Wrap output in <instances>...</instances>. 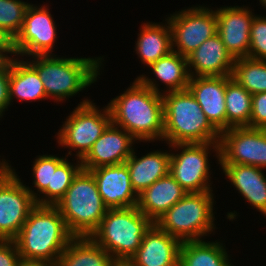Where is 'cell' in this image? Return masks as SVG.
I'll use <instances>...</instances> for the list:
<instances>
[{
  "label": "cell",
  "instance_id": "obj_39",
  "mask_svg": "<svg viewBox=\"0 0 266 266\" xmlns=\"http://www.w3.org/2000/svg\"><path fill=\"white\" fill-rule=\"evenodd\" d=\"M12 170L11 165L9 166V163H6V160L0 161V182L2 179Z\"/></svg>",
  "mask_w": 266,
  "mask_h": 266
},
{
  "label": "cell",
  "instance_id": "obj_34",
  "mask_svg": "<svg viewBox=\"0 0 266 266\" xmlns=\"http://www.w3.org/2000/svg\"><path fill=\"white\" fill-rule=\"evenodd\" d=\"M249 128L266 129V92L252 95Z\"/></svg>",
  "mask_w": 266,
  "mask_h": 266
},
{
  "label": "cell",
  "instance_id": "obj_16",
  "mask_svg": "<svg viewBox=\"0 0 266 266\" xmlns=\"http://www.w3.org/2000/svg\"><path fill=\"white\" fill-rule=\"evenodd\" d=\"M108 209L137 206L138 195L133 190L128 167L125 163L102 166L89 170Z\"/></svg>",
  "mask_w": 266,
  "mask_h": 266
},
{
  "label": "cell",
  "instance_id": "obj_35",
  "mask_svg": "<svg viewBox=\"0 0 266 266\" xmlns=\"http://www.w3.org/2000/svg\"><path fill=\"white\" fill-rule=\"evenodd\" d=\"M10 60H0V117L10 103Z\"/></svg>",
  "mask_w": 266,
  "mask_h": 266
},
{
  "label": "cell",
  "instance_id": "obj_19",
  "mask_svg": "<svg viewBox=\"0 0 266 266\" xmlns=\"http://www.w3.org/2000/svg\"><path fill=\"white\" fill-rule=\"evenodd\" d=\"M234 62L218 33L187 57L190 77L232 76ZM192 68L195 72H192Z\"/></svg>",
  "mask_w": 266,
  "mask_h": 266
},
{
  "label": "cell",
  "instance_id": "obj_20",
  "mask_svg": "<svg viewBox=\"0 0 266 266\" xmlns=\"http://www.w3.org/2000/svg\"><path fill=\"white\" fill-rule=\"evenodd\" d=\"M236 190L266 216V176L259 167L246 164H220Z\"/></svg>",
  "mask_w": 266,
  "mask_h": 266
},
{
  "label": "cell",
  "instance_id": "obj_15",
  "mask_svg": "<svg viewBox=\"0 0 266 266\" xmlns=\"http://www.w3.org/2000/svg\"><path fill=\"white\" fill-rule=\"evenodd\" d=\"M134 139L125 129L111 123L81 160L82 169L125 163L134 150L132 144L137 141Z\"/></svg>",
  "mask_w": 266,
  "mask_h": 266
},
{
  "label": "cell",
  "instance_id": "obj_9",
  "mask_svg": "<svg viewBox=\"0 0 266 266\" xmlns=\"http://www.w3.org/2000/svg\"><path fill=\"white\" fill-rule=\"evenodd\" d=\"M169 147L182 150L179 154L170 153V174L182 188L187 193L212 191L209 183L211 177L208 154L214 149L220 161L219 142L179 143Z\"/></svg>",
  "mask_w": 266,
  "mask_h": 266
},
{
  "label": "cell",
  "instance_id": "obj_8",
  "mask_svg": "<svg viewBox=\"0 0 266 266\" xmlns=\"http://www.w3.org/2000/svg\"><path fill=\"white\" fill-rule=\"evenodd\" d=\"M96 107L92 101L85 99L73 110L57 133V141L62 147L77 150V160H82L92 148L95 141L112 123L110 109Z\"/></svg>",
  "mask_w": 266,
  "mask_h": 266
},
{
  "label": "cell",
  "instance_id": "obj_26",
  "mask_svg": "<svg viewBox=\"0 0 266 266\" xmlns=\"http://www.w3.org/2000/svg\"><path fill=\"white\" fill-rule=\"evenodd\" d=\"M220 242L203 240L182 242L179 266H233Z\"/></svg>",
  "mask_w": 266,
  "mask_h": 266
},
{
  "label": "cell",
  "instance_id": "obj_29",
  "mask_svg": "<svg viewBox=\"0 0 266 266\" xmlns=\"http://www.w3.org/2000/svg\"><path fill=\"white\" fill-rule=\"evenodd\" d=\"M232 78L252 95L266 92V61L249 57L235 59Z\"/></svg>",
  "mask_w": 266,
  "mask_h": 266
},
{
  "label": "cell",
  "instance_id": "obj_18",
  "mask_svg": "<svg viewBox=\"0 0 266 266\" xmlns=\"http://www.w3.org/2000/svg\"><path fill=\"white\" fill-rule=\"evenodd\" d=\"M188 89L211 124L220 133L227 130L226 76L190 77Z\"/></svg>",
  "mask_w": 266,
  "mask_h": 266
},
{
  "label": "cell",
  "instance_id": "obj_10",
  "mask_svg": "<svg viewBox=\"0 0 266 266\" xmlns=\"http://www.w3.org/2000/svg\"><path fill=\"white\" fill-rule=\"evenodd\" d=\"M167 18L172 51L186 58L204 41L217 34L216 11L205 6L191 7Z\"/></svg>",
  "mask_w": 266,
  "mask_h": 266
},
{
  "label": "cell",
  "instance_id": "obj_14",
  "mask_svg": "<svg viewBox=\"0 0 266 266\" xmlns=\"http://www.w3.org/2000/svg\"><path fill=\"white\" fill-rule=\"evenodd\" d=\"M216 11L217 33L234 59L248 57L250 30L255 15L248 7L227 6Z\"/></svg>",
  "mask_w": 266,
  "mask_h": 266
},
{
  "label": "cell",
  "instance_id": "obj_12",
  "mask_svg": "<svg viewBox=\"0 0 266 266\" xmlns=\"http://www.w3.org/2000/svg\"><path fill=\"white\" fill-rule=\"evenodd\" d=\"M218 164L266 168V129L233 127L221 132Z\"/></svg>",
  "mask_w": 266,
  "mask_h": 266
},
{
  "label": "cell",
  "instance_id": "obj_1",
  "mask_svg": "<svg viewBox=\"0 0 266 266\" xmlns=\"http://www.w3.org/2000/svg\"><path fill=\"white\" fill-rule=\"evenodd\" d=\"M158 84L140 75L123 94L110 100L112 123L125 129L135 140H162L164 105Z\"/></svg>",
  "mask_w": 266,
  "mask_h": 266
},
{
  "label": "cell",
  "instance_id": "obj_5",
  "mask_svg": "<svg viewBox=\"0 0 266 266\" xmlns=\"http://www.w3.org/2000/svg\"><path fill=\"white\" fill-rule=\"evenodd\" d=\"M55 207L74 237H90L99 227L108 208L89 170L81 169Z\"/></svg>",
  "mask_w": 266,
  "mask_h": 266
},
{
  "label": "cell",
  "instance_id": "obj_41",
  "mask_svg": "<svg viewBox=\"0 0 266 266\" xmlns=\"http://www.w3.org/2000/svg\"><path fill=\"white\" fill-rule=\"evenodd\" d=\"M259 2L261 3L262 6L266 8V0H259Z\"/></svg>",
  "mask_w": 266,
  "mask_h": 266
},
{
  "label": "cell",
  "instance_id": "obj_30",
  "mask_svg": "<svg viewBox=\"0 0 266 266\" xmlns=\"http://www.w3.org/2000/svg\"><path fill=\"white\" fill-rule=\"evenodd\" d=\"M65 159L53 169L52 187H47L41 194V198H36L37 205H51L56 203L65 195V192L72 184L74 177L82 169L81 160L78 159L76 165Z\"/></svg>",
  "mask_w": 266,
  "mask_h": 266
},
{
  "label": "cell",
  "instance_id": "obj_25",
  "mask_svg": "<svg viewBox=\"0 0 266 266\" xmlns=\"http://www.w3.org/2000/svg\"><path fill=\"white\" fill-rule=\"evenodd\" d=\"M114 258L91 237H74L60 255L58 266H112Z\"/></svg>",
  "mask_w": 266,
  "mask_h": 266
},
{
  "label": "cell",
  "instance_id": "obj_36",
  "mask_svg": "<svg viewBox=\"0 0 266 266\" xmlns=\"http://www.w3.org/2000/svg\"><path fill=\"white\" fill-rule=\"evenodd\" d=\"M21 257L14 240H0V266H19Z\"/></svg>",
  "mask_w": 266,
  "mask_h": 266
},
{
  "label": "cell",
  "instance_id": "obj_2",
  "mask_svg": "<svg viewBox=\"0 0 266 266\" xmlns=\"http://www.w3.org/2000/svg\"><path fill=\"white\" fill-rule=\"evenodd\" d=\"M73 238L55 206L37 205L14 241L21 259L58 264Z\"/></svg>",
  "mask_w": 266,
  "mask_h": 266
},
{
  "label": "cell",
  "instance_id": "obj_13",
  "mask_svg": "<svg viewBox=\"0 0 266 266\" xmlns=\"http://www.w3.org/2000/svg\"><path fill=\"white\" fill-rule=\"evenodd\" d=\"M47 6L30 4L26 10L23 25L14 39L17 55H53L52 49L56 35V25Z\"/></svg>",
  "mask_w": 266,
  "mask_h": 266
},
{
  "label": "cell",
  "instance_id": "obj_3",
  "mask_svg": "<svg viewBox=\"0 0 266 266\" xmlns=\"http://www.w3.org/2000/svg\"><path fill=\"white\" fill-rule=\"evenodd\" d=\"M162 98L163 141L168 145L220 142L221 133L207 119L188 88L166 94L162 92Z\"/></svg>",
  "mask_w": 266,
  "mask_h": 266
},
{
  "label": "cell",
  "instance_id": "obj_17",
  "mask_svg": "<svg viewBox=\"0 0 266 266\" xmlns=\"http://www.w3.org/2000/svg\"><path fill=\"white\" fill-rule=\"evenodd\" d=\"M181 244L180 240L153 223L129 261L134 266H179Z\"/></svg>",
  "mask_w": 266,
  "mask_h": 266
},
{
  "label": "cell",
  "instance_id": "obj_21",
  "mask_svg": "<svg viewBox=\"0 0 266 266\" xmlns=\"http://www.w3.org/2000/svg\"><path fill=\"white\" fill-rule=\"evenodd\" d=\"M187 192L169 173L138 195V209L153 223Z\"/></svg>",
  "mask_w": 266,
  "mask_h": 266
},
{
  "label": "cell",
  "instance_id": "obj_23",
  "mask_svg": "<svg viewBox=\"0 0 266 266\" xmlns=\"http://www.w3.org/2000/svg\"><path fill=\"white\" fill-rule=\"evenodd\" d=\"M168 24L144 23L136 42L135 51L142 63L149 66L172 51L171 29Z\"/></svg>",
  "mask_w": 266,
  "mask_h": 266
},
{
  "label": "cell",
  "instance_id": "obj_40",
  "mask_svg": "<svg viewBox=\"0 0 266 266\" xmlns=\"http://www.w3.org/2000/svg\"><path fill=\"white\" fill-rule=\"evenodd\" d=\"M112 266H134L129 260H115Z\"/></svg>",
  "mask_w": 266,
  "mask_h": 266
},
{
  "label": "cell",
  "instance_id": "obj_4",
  "mask_svg": "<svg viewBox=\"0 0 266 266\" xmlns=\"http://www.w3.org/2000/svg\"><path fill=\"white\" fill-rule=\"evenodd\" d=\"M27 62L37 71L47 98L56 102L69 99L96 82L100 75L102 57L63 58L56 55H36Z\"/></svg>",
  "mask_w": 266,
  "mask_h": 266
},
{
  "label": "cell",
  "instance_id": "obj_33",
  "mask_svg": "<svg viewBox=\"0 0 266 266\" xmlns=\"http://www.w3.org/2000/svg\"><path fill=\"white\" fill-rule=\"evenodd\" d=\"M248 57L266 61V17L254 16L250 30Z\"/></svg>",
  "mask_w": 266,
  "mask_h": 266
},
{
  "label": "cell",
  "instance_id": "obj_22",
  "mask_svg": "<svg viewBox=\"0 0 266 266\" xmlns=\"http://www.w3.org/2000/svg\"><path fill=\"white\" fill-rule=\"evenodd\" d=\"M136 153L125 161L130 174L133 190L137 195L154 182L170 173V152L153 151L138 158Z\"/></svg>",
  "mask_w": 266,
  "mask_h": 266
},
{
  "label": "cell",
  "instance_id": "obj_27",
  "mask_svg": "<svg viewBox=\"0 0 266 266\" xmlns=\"http://www.w3.org/2000/svg\"><path fill=\"white\" fill-rule=\"evenodd\" d=\"M148 67L152 69L156 79L162 81L161 83L168 87V91L165 90L164 93L188 88L190 75L186 57L171 51Z\"/></svg>",
  "mask_w": 266,
  "mask_h": 266
},
{
  "label": "cell",
  "instance_id": "obj_11",
  "mask_svg": "<svg viewBox=\"0 0 266 266\" xmlns=\"http://www.w3.org/2000/svg\"><path fill=\"white\" fill-rule=\"evenodd\" d=\"M14 171L12 169L0 182V240H14L37 206Z\"/></svg>",
  "mask_w": 266,
  "mask_h": 266
},
{
  "label": "cell",
  "instance_id": "obj_7",
  "mask_svg": "<svg viewBox=\"0 0 266 266\" xmlns=\"http://www.w3.org/2000/svg\"><path fill=\"white\" fill-rule=\"evenodd\" d=\"M212 191L187 193L167 210L155 224L181 242L202 240L214 227Z\"/></svg>",
  "mask_w": 266,
  "mask_h": 266
},
{
  "label": "cell",
  "instance_id": "obj_28",
  "mask_svg": "<svg viewBox=\"0 0 266 266\" xmlns=\"http://www.w3.org/2000/svg\"><path fill=\"white\" fill-rule=\"evenodd\" d=\"M225 107L227 129L249 127L252 111V94L232 76H226Z\"/></svg>",
  "mask_w": 266,
  "mask_h": 266
},
{
  "label": "cell",
  "instance_id": "obj_31",
  "mask_svg": "<svg viewBox=\"0 0 266 266\" xmlns=\"http://www.w3.org/2000/svg\"><path fill=\"white\" fill-rule=\"evenodd\" d=\"M29 5L22 0H0V28L14 39L22 28Z\"/></svg>",
  "mask_w": 266,
  "mask_h": 266
},
{
  "label": "cell",
  "instance_id": "obj_24",
  "mask_svg": "<svg viewBox=\"0 0 266 266\" xmlns=\"http://www.w3.org/2000/svg\"><path fill=\"white\" fill-rule=\"evenodd\" d=\"M10 103L18 100L36 101L46 99V92L37 71L26 61L10 60Z\"/></svg>",
  "mask_w": 266,
  "mask_h": 266
},
{
  "label": "cell",
  "instance_id": "obj_32",
  "mask_svg": "<svg viewBox=\"0 0 266 266\" xmlns=\"http://www.w3.org/2000/svg\"><path fill=\"white\" fill-rule=\"evenodd\" d=\"M65 158H60L55 155H39L37 159L33 162V183L34 187L37 189V193L32 191L28 186V191L36 199L40 198V194L47 188L52 187V178H53V169H56L57 166ZM38 192L40 194H38ZM39 195V197H38Z\"/></svg>",
  "mask_w": 266,
  "mask_h": 266
},
{
  "label": "cell",
  "instance_id": "obj_37",
  "mask_svg": "<svg viewBox=\"0 0 266 266\" xmlns=\"http://www.w3.org/2000/svg\"><path fill=\"white\" fill-rule=\"evenodd\" d=\"M8 54H13L15 56L17 54L14 47V38L0 28V60L14 59V57H10Z\"/></svg>",
  "mask_w": 266,
  "mask_h": 266
},
{
  "label": "cell",
  "instance_id": "obj_6",
  "mask_svg": "<svg viewBox=\"0 0 266 266\" xmlns=\"http://www.w3.org/2000/svg\"><path fill=\"white\" fill-rule=\"evenodd\" d=\"M152 224L137 206L108 209L98 229L90 237L114 260H130Z\"/></svg>",
  "mask_w": 266,
  "mask_h": 266
},
{
  "label": "cell",
  "instance_id": "obj_38",
  "mask_svg": "<svg viewBox=\"0 0 266 266\" xmlns=\"http://www.w3.org/2000/svg\"><path fill=\"white\" fill-rule=\"evenodd\" d=\"M19 266H58L47 261H35V260H20Z\"/></svg>",
  "mask_w": 266,
  "mask_h": 266
}]
</instances>
